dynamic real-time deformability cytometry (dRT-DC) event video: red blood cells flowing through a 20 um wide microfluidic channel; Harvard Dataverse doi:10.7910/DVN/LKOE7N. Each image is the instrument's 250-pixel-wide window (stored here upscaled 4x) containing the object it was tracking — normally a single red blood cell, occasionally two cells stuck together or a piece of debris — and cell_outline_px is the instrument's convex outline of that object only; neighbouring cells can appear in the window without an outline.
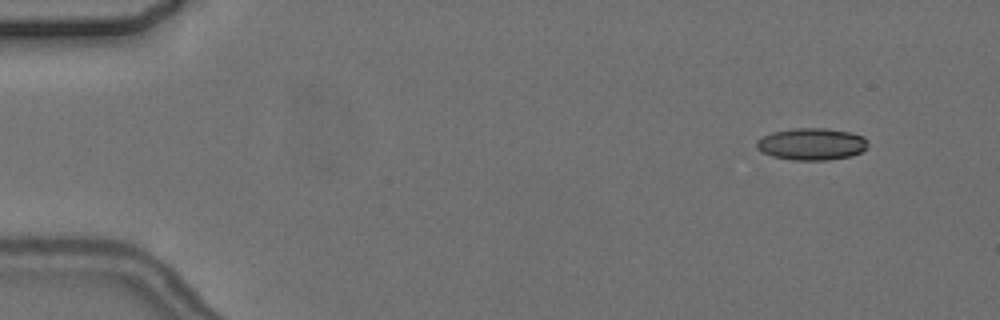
{"species": "common noctule bat (a hibernating species)", "species_latin": "Nyctalus noctula", "temperature_condition": "cold", "stored_images_in_passage": 9, "camera_frame_rate_fps": 3000, "um_per_image_px": 0.085, "animal": {"sex": "female", "body_mass_g": 24.6, "forearm_length_mm": 56.2}, "frame": {"image": 1, "passage_image": 1, "time_ms": 0.0, "image_size_px": [1000, 320], "cell_outline_px": [[868, 148], [852, 156], [828, 160], [792, 160], [772, 156], [756, 148], [756, 140], [772, 132], [792, 128], [824, 128], [852, 132], [864, 136], [868, 140]], "centroid_in_image_um": [69.03, 12.24], "position_along_channel_um": 16.0, "area_um2": 20.98}}
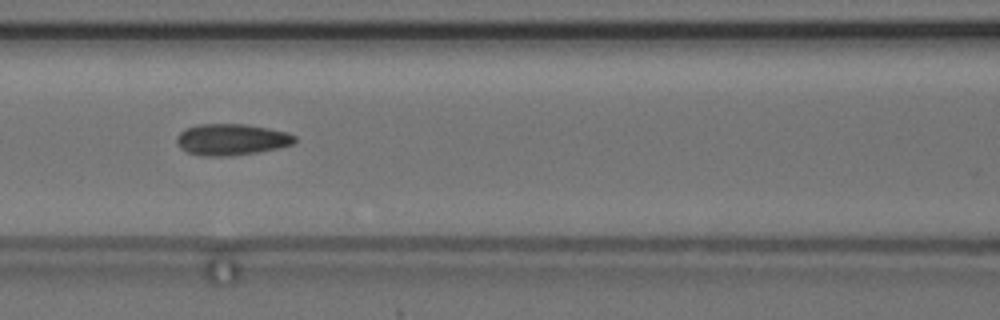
{"frame": {"image": 2, "passage_image": 6, "time_ms": 6.667, "image_size_px": [1000, 320], "cell_outline_px": [[296, 140], [292, 144], [280, 148], [256, 152], [228, 156], [204, 156], [188, 152], [180, 148], [176, 144], [176, 136], [180, 132], [188, 128], [200, 124], [248, 124], [288, 132], [296, 136]], "centroid_in_image_um": [19.68, 11.85], "position_along_channel_um": 146.9, "area_um2": 21.62}}